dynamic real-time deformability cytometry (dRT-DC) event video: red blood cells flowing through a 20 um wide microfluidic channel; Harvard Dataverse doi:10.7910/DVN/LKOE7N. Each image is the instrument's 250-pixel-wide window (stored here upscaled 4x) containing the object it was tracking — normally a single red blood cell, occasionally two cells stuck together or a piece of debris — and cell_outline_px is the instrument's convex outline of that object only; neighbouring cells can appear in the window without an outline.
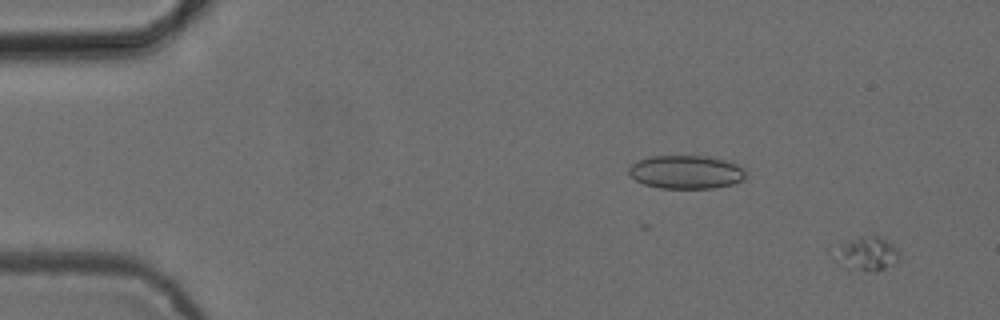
{"species": "common noctule bat (a hibernating species)", "species_latin": "Nyctalus noctula", "temperature_condition": "cold", "stored_images_in_passage": 13, "camera_frame_rate_fps": 3000, "um_per_image_px": 0.085, "animal": {"sex": "female", "body_mass_g": 24.6, "forearm_length_mm": 56.2}, "frame": {"image": 1, "passage_image": 3, "time_ms": 0.667, "image_size_px": [1000, 320], "cell_outline_px": [[900, 260], [896, 264], [876, 272], [860, 268], [832, 260], [828, 252], [840, 244], [860, 236], [880, 236], [892, 244], [900, 252]], "centroid_in_image_um": [73.67, 21.53], "position_along_channel_um": 11.3, "area_um2": 12.89}}